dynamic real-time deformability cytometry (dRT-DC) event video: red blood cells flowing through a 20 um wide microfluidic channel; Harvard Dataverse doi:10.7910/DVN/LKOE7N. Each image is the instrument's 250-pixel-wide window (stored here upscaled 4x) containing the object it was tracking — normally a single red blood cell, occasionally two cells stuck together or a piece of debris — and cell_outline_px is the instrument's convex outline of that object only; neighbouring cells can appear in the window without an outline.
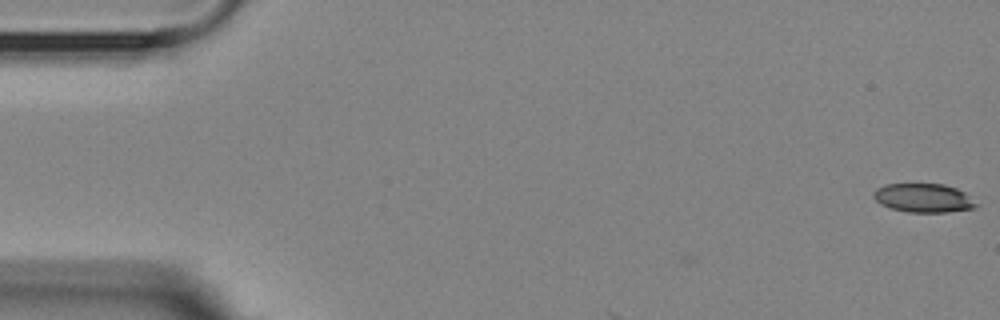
{"species": "Egyptian fruit bat (a non-hibernating species)", "species_latin": "Rousettus aegyptiacus", "temperature_condition": "room temperature", "stored_images_in_passage": 2, "camera_frame_rate_fps": 3000, "um_per_image_px": 0.085, "animal": {"sex": "female"}, "frame": {"image": 1, "passage_image": 2, "time_ms": 1.333, "image_size_px": [1000, 320], "cell_outline_px": [[980, 204], [976, 208], [948, 212], [908, 212], [892, 208], [880, 204], [872, 196], [872, 192], [876, 188], [884, 184], [944, 184], [956, 188], [964, 192]], "centroid_in_image_um": [78.51, 16.82], "position_along_channel_um": 6.5, "area_um2": 17.4}}